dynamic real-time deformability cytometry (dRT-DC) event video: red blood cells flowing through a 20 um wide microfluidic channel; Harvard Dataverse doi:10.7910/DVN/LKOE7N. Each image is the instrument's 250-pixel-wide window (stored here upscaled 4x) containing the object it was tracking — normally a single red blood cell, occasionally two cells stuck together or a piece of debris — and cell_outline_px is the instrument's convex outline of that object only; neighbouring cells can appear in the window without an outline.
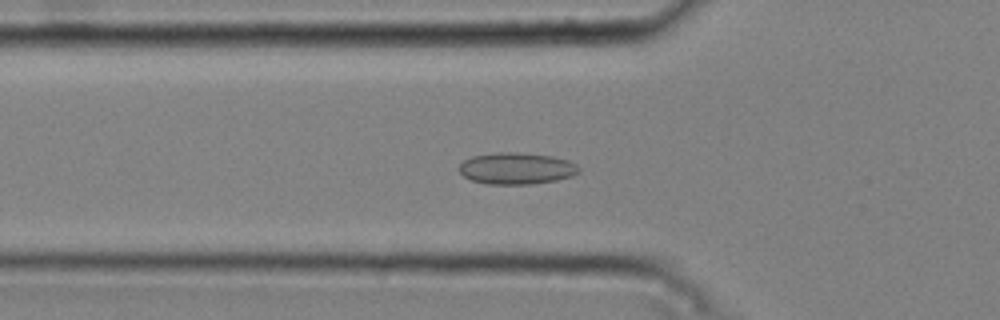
{"species": "common noctule bat (a hibernating species)", "species_latin": "Nyctalus noctula", "temperature_condition": "cold", "stored_images_in_passage": 35, "camera_frame_rate_fps": 3000, "um_per_image_px": 0.085, "animal": {"sex": "male", "body_mass_g": 20.4}, "frame": {"image": 1, "passage_image": 2, "time_ms": 0.333, "image_size_px": [1000, 320], "cell_outline_px": [[580, 172], [572, 176], [556, 180], [532, 184], [488, 184], [472, 180], [464, 176], [460, 172], [460, 164], [464, 160], [472, 156], [496, 152], [516, 152], [552, 156], [568, 160], [576, 164], [580, 168]], "centroid_in_image_um": [43.92, 14.31], "position_along_channel_um": 81.9, "area_um2": 22.08}}
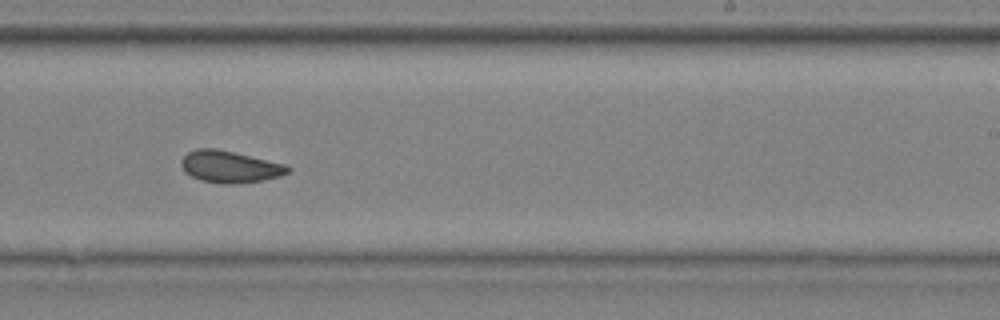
{"frame": {"image": 2, "passage_image": 17, "time_ms": 5.333, "image_size_px": [1000, 320], "cell_outline_px": [[292, 168], [288, 172], [280, 176], [260, 180], [232, 184], [224, 184], [200, 180], [184, 172], [180, 164], [180, 160], [188, 152], [196, 148], [216, 148], [288, 164]], "centroid_in_image_um": [19.53, 14.16], "position_along_channel_um": 269.5, "area_um2": 19.88}}
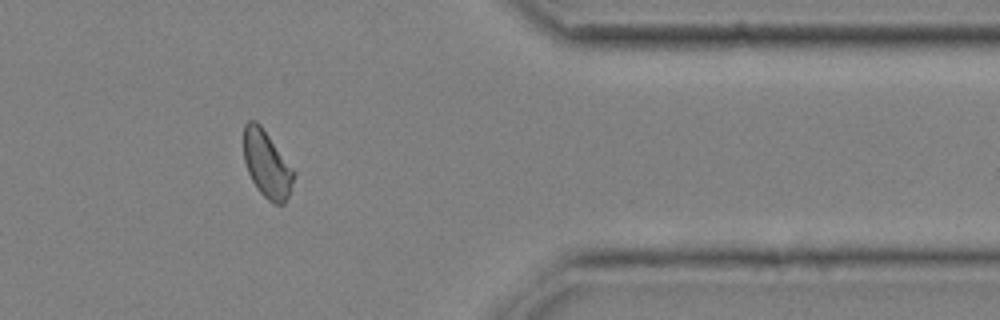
{"frame": {"image": 3, "passage_image": 28, "time_ms": 9.0, "image_size_px": [1000, 320], "cell_outline_px": [[296, 172], [288, 196], [284, 204], [276, 204], [268, 200], [260, 192], [252, 180], [248, 172], [244, 160], [244, 124], [248, 120], [256, 120], [260, 124]], "centroid_in_image_um": [22.68, 13.94], "position_along_channel_um": 388.7, "area_um2": 19.36}, "authors_computed_cell_mechanics": {"area_um2": 19.7098, "velocity_mm_per_s": 3.7574, "shape_relaxation_time_tau1_ms": null, "shape_relaxation_time_tau2_ms": 2.596, "deformation_change_tau1": null, "deformation_change_tau2": 0.0652}}